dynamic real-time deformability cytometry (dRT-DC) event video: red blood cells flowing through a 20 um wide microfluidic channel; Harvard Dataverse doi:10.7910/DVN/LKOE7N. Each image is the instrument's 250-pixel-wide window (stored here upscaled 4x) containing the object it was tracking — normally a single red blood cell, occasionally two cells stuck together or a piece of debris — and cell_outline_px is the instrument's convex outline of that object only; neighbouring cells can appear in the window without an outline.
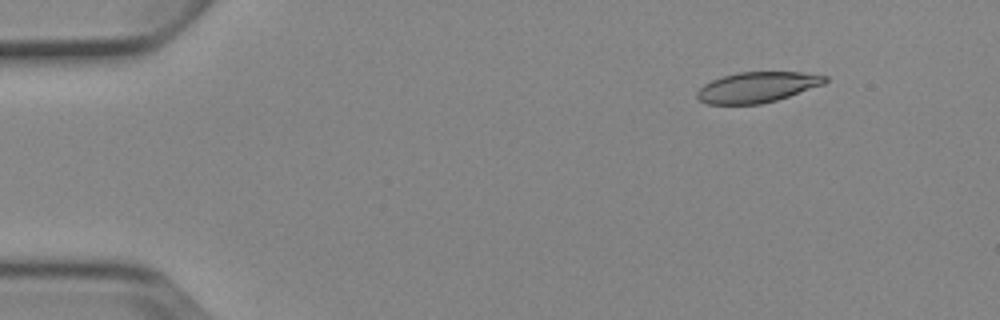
{"species": "Egyptian fruit bat (a non-hibernating species)", "species_latin": "Rousettus aegyptiacus", "temperature_condition": "cold", "stored_images_in_passage": 4, "camera_frame_rate_fps": 3000, "um_per_image_px": 0.085, "animal": {"sex": "female"}, "frame": {"image": 1, "passage_image": 2, "time_ms": 1.333, "image_size_px": [1000, 320], "cell_outline_px": [[828, 80], [824, 84], [776, 100], [760, 104], [708, 104], [700, 100], [696, 96], [696, 92], [704, 84], [712, 80], [724, 76], [740, 72], [800, 72], [828, 76]], "centroid_in_image_um": [64.36, 7.41], "position_along_channel_um": 20.6, "area_um2": 22.54}}
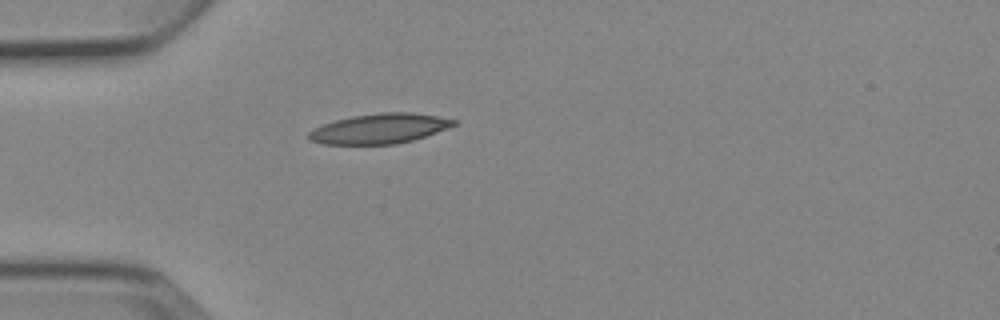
{"frame": {"image": 2, "passage_image": 4, "time_ms": 4.333, "image_size_px": [1000, 320], "cell_outline_px": [[456, 124], [448, 128], [412, 140], [396, 144], [324, 144], [308, 140], [308, 132], [324, 124], [336, 120], [352, 116], [380, 112], [412, 112], [436, 116], [456, 120]], "centroid_in_image_um": [32.25, 10.93], "position_along_channel_um": 52.8, "area_um2": 25.09}}